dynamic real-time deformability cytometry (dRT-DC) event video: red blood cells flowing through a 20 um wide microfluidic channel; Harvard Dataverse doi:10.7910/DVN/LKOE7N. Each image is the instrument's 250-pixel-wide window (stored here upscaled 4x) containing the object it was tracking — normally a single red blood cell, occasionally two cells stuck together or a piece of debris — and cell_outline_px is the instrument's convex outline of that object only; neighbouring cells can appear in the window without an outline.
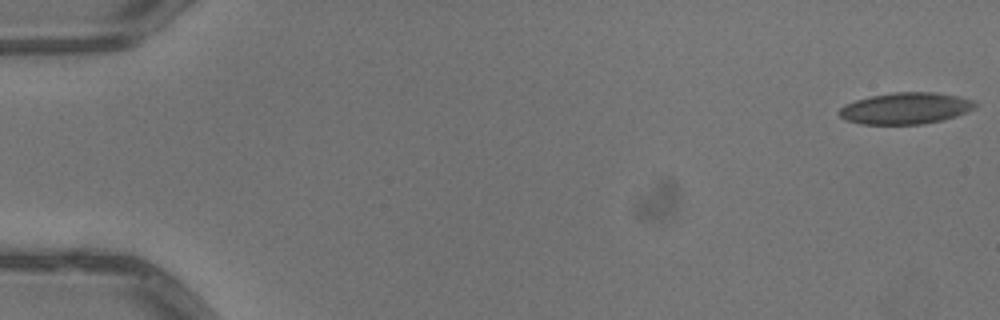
{"species": "common noctule bat (a hibernating species)", "species_latin": "Nyctalus noctula", "temperature_condition": "warm", "stored_images_in_passage": 4, "camera_frame_rate_fps": 3000, "um_per_image_px": 0.085, "animal": {"sex": "male", "body_mass_g": 13.3}, "frame": {"image": 1, "passage_image": 1, "time_ms": 0.0, "image_size_px": [1000, 320], "cell_outline_px": [[976, 108], [956, 116], [944, 120], [920, 124], [860, 124], [844, 120], [836, 112], [844, 104], [856, 100], [872, 96], [892, 92], [936, 92], [956, 96], [972, 100], [976, 104]], "centroid_in_image_um": [76.94, 9.21], "position_along_channel_um": 8.1, "area_um2": 25.03}}
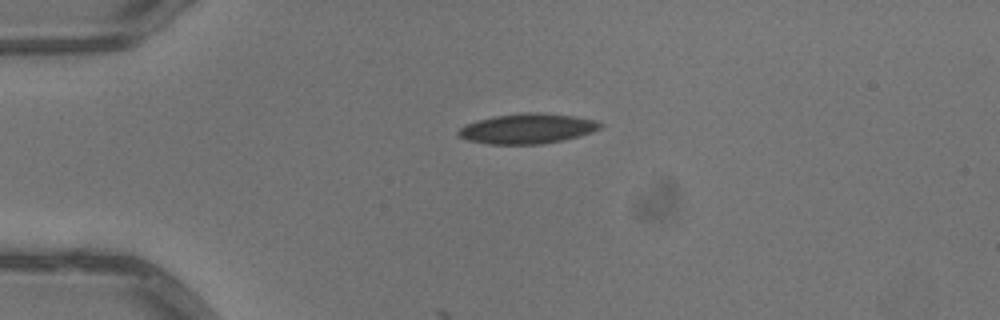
{"frame": {"image": 2, "passage_image": 4, "time_ms": 1.0, "image_size_px": [1000, 320], "cell_outline_px": [[604, 124], [600, 128], [592, 132], [580, 136], [540, 144], [488, 144], [468, 140], [460, 136], [456, 132], [464, 124], [492, 116], [520, 112], [536, 112], [576, 116], [600, 120]], "centroid_in_image_um": [44.85, 10.91], "position_along_channel_um": 40.2, "area_um2": 25.09}}